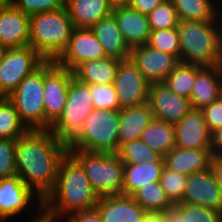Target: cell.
I'll list each match as a JSON object with an SVG mask.
<instances>
[{
	"label": "cell",
	"instance_id": "obj_8",
	"mask_svg": "<svg viewBox=\"0 0 222 222\" xmlns=\"http://www.w3.org/2000/svg\"><path fill=\"white\" fill-rule=\"evenodd\" d=\"M94 109L90 85L72 78L65 107L50 131L59 140L68 144L82 129L88 114Z\"/></svg>",
	"mask_w": 222,
	"mask_h": 222
},
{
	"label": "cell",
	"instance_id": "obj_31",
	"mask_svg": "<svg viewBox=\"0 0 222 222\" xmlns=\"http://www.w3.org/2000/svg\"><path fill=\"white\" fill-rule=\"evenodd\" d=\"M202 68L196 64L180 62L163 83L177 95L190 99L196 75Z\"/></svg>",
	"mask_w": 222,
	"mask_h": 222
},
{
	"label": "cell",
	"instance_id": "obj_23",
	"mask_svg": "<svg viewBox=\"0 0 222 222\" xmlns=\"http://www.w3.org/2000/svg\"><path fill=\"white\" fill-rule=\"evenodd\" d=\"M222 96V71L216 66L203 67L196 75L190 101L193 109L201 110Z\"/></svg>",
	"mask_w": 222,
	"mask_h": 222
},
{
	"label": "cell",
	"instance_id": "obj_6",
	"mask_svg": "<svg viewBox=\"0 0 222 222\" xmlns=\"http://www.w3.org/2000/svg\"><path fill=\"white\" fill-rule=\"evenodd\" d=\"M68 152L82 165L90 184L100 197L123 194L124 164L117 153Z\"/></svg>",
	"mask_w": 222,
	"mask_h": 222
},
{
	"label": "cell",
	"instance_id": "obj_44",
	"mask_svg": "<svg viewBox=\"0 0 222 222\" xmlns=\"http://www.w3.org/2000/svg\"><path fill=\"white\" fill-rule=\"evenodd\" d=\"M210 169L213 172L216 183L222 193V157H213Z\"/></svg>",
	"mask_w": 222,
	"mask_h": 222
},
{
	"label": "cell",
	"instance_id": "obj_36",
	"mask_svg": "<svg viewBox=\"0 0 222 222\" xmlns=\"http://www.w3.org/2000/svg\"><path fill=\"white\" fill-rule=\"evenodd\" d=\"M187 180V175L179 174L164 166L161 173L160 184L165 191L167 198L173 205L182 202Z\"/></svg>",
	"mask_w": 222,
	"mask_h": 222
},
{
	"label": "cell",
	"instance_id": "obj_25",
	"mask_svg": "<svg viewBox=\"0 0 222 222\" xmlns=\"http://www.w3.org/2000/svg\"><path fill=\"white\" fill-rule=\"evenodd\" d=\"M66 8L74 28H91L113 11L109 0H66Z\"/></svg>",
	"mask_w": 222,
	"mask_h": 222
},
{
	"label": "cell",
	"instance_id": "obj_45",
	"mask_svg": "<svg viewBox=\"0 0 222 222\" xmlns=\"http://www.w3.org/2000/svg\"><path fill=\"white\" fill-rule=\"evenodd\" d=\"M211 149L213 157H222V128L212 134Z\"/></svg>",
	"mask_w": 222,
	"mask_h": 222
},
{
	"label": "cell",
	"instance_id": "obj_26",
	"mask_svg": "<svg viewBox=\"0 0 222 222\" xmlns=\"http://www.w3.org/2000/svg\"><path fill=\"white\" fill-rule=\"evenodd\" d=\"M120 61L101 58L80 63L72 72L74 78L84 84H113Z\"/></svg>",
	"mask_w": 222,
	"mask_h": 222
},
{
	"label": "cell",
	"instance_id": "obj_5",
	"mask_svg": "<svg viewBox=\"0 0 222 222\" xmlns=\"http://www.w3.org/2000/svg\"><path fill=\"white\" fill-rule=\"evenodd\" d=\"M120 110L92 109L68 150L117 153Z\"/></svg>",
	"mask_w": 222,
	"mask_h": 222
},
{
	"label": "cell",
	"instance_id": "obj_27",
	"mask_svg": "<svg viewBox=\"0 0 222 222\" xmlns=\"http://www.w3.org/2000/svg\"><path fill=\"white\" fill-rule=\"evenodd\" d=\"M165 162L124 164L123 195L133 196L140 188L160 182Z\"/></svg>",
	"mask_w": 222,
	"mask_h": 222
},
{
	"label": "cell",
	"instance_id": "obj_14",
	"mask_svg": "<svg viewBox=\"0 0 222 222\" xmlns=\"http://www.w3.org/2000/svg\"><path fill=\"white\" fill-rule=\"evenodd\" d=\"M148 104L153 118L172 124L179 122L193 109L190 99L177 95L164 83L150 84Z\"/></svg>",
	"mask_w": 222,
	"mask_h": 222
},
{
	"label": "cell",
	"instance_id": "obj_48",
	"mask_svg": "<svg viewBox=\"0 0 222 222\" xmlns=\"http://www.w3.org/2000/svg\"><path fill=\"white\" fill-rule=\"evenodd\" d=\"M40 213L36 216L31 222H55L52 218H50L47 214L43 212V209H38Z\"/></svg>",
	"mask_w": 222,
	"mask_h": 222
},
{
	"label": "cell",
	"instance_id": "obj_1",
	"mask_svg": "<svg viewBox=\"0 0 222 222\" xmlns=\"http://www.w3.org/2000/svg\"><path fill=\"white\" fill-rule=\"evenodd\" d=\"M68 145L50 130H29L15 144L16 175L44 201L53 191Z\"/></svg>",
	"mask_w": 222,
	"mask_h": 222
},
{
	"label": "cell",
	"instance_id": "obj_22",
	"mask_svg": "<svg viewBox=\"0 0 222 222\" xmlns=\"http://www.w3.org/2000/svg\"><path fill=\"white\" fill-rule=\"evenodd\" d=\"M90 29L102 45L107 57L119 61L130 58L131 49L126 44L113 14L102 18Z\"/></svg>",
	"mask_w": 222,
	"mask_h": 222
},
{
	"label": "cell",
	"instance_id": "obj_33",
	"mask_svg": "<svg viewBox=\"0 0 222 222\" xmlns=\"http://www.w3.org/2000/svg\"><path fill=\"white\" fill-rule=\"evenodd\" d=\"M132 197L148 213H164L173 206L160 182H153L147 187L140 188Z\"/></svg>",
	"mask_w": 222,
	"mask_h": 222
},
{
	"label": "cell",
	"instance_id": "obj_38",
	"mask_svg": "<svg viewBox=\"0 0 222 222\" xmlns=\"http://www.w3.org/2000/svg\"><path fill=\"white\" fill-rule=\"evenodd\" d=\"M90 93L94 109L120 110L119 98L113 84H91Z\"/></svg>",
	"mask_w": 222,
	"mask_h": 222
},
{
	"label": "cell",
	"instance_id": "obj_39",
	"mask_svg": "<svg viewBox=\"0 0 222 222\" xmlns=\"http://www.w3.org/2000/svg\"><path fill=\"white\" fill-rule=\"evenodd\" d=\"M12 5L30 16L66 7V0H12Z\"/></svg>",
	"mask_w": 222,
	"mask_h": 222
},
{
	"label": "cell",
	"instance_id": "obj_17",
	"mask_svg": "<svg viewBox=\"0 0 222 222\" xmlns=\"http://www.w3.org/2000/svg\"><path fill=\"white\" fill-rule=\"evenodd\" d=\"M175 147L181 149H211L212 134L201 110L192 109L174 124Z\"/></svg>",
	"mask_w": 222,
	"mask_h": 222
},
{
	"label": "cell",
	"instance_id": "obj_9",
	"mask_svg": "<svg viewBox=\"0 0 222 222\" xmlns=\"http://www.w3.org/2000/svg\"><path fill=\"white\" fill-rule=\"evenodd\" d=\"M45 60L30 46L6 48L0 62V97H8Z\"/></svg>",
	"mask_w": 222,
	"mask_h": 222
},
{
	"label": "cell",
	"instance_id": "obj_30",
	"mask_svg": "<svg viewBox=\"0 0 222 222\" xmlns=\"http://www.w3.org/2000/svg\"><path fill=\"white\" fill-rule=\"evenodd\" d=\"M181 21L218 20V9L211 0H172ZM216 7V8H215Z\"/></svg>",
	"mask_w": 222,
	"mask_h": 222
},
{
	"label": "cell",
	"instance_id": "obj_43",
	"mask_svg": "<svg viewBox=\"0 0 222 222\" xmlns=\"http://www.w3.org/2000/svg\"><path fill=\"white\" fill-rule=\"evenodd\" d=\"M163 0H130L128 6L143 13L144 15H148L152 12Z\"/></svg>",
	"mask_w": 222,
	"mask_h": 222
},
{
	"label": "cell",
	"instance_id": "obj_42",
	"mask_svg": "<svg viewBox=\"0 0 222 222\" xmlns=\"http://www.w3.org/2000/svg\"><path fill=\"white\" fill-rule=\"evenodd\" d=\"M66 218H68V222H102L96 207L72 213Z\"/></svg>",
	"mask_w": 222,
	"mask_h": 222
},
{
	"label": "cell",
	"instance_id": "obj_46",
	"mask_svg": "<svg viewBox=\"0 0 222 222\" xmlns=\"http://www.w3.org/2000/svg\"><path fill=\"white\" fill-rule=\"evenodd\" d=\"M219 15H221L220 18L222 19V11ZM220 18L218 19V51L215 66L222 71V20Z\"/></svg>",
	"mask_w": 222,
	"mask_h": 222
},
{
	"label": "cell",
	"instance_id": "obj_37",
	"mask_svg": "<svg viewBox=\"0 0 222 222\" xmlns=\"http://www.w3.org/2000/svg\"><path fill=\"white\" fill-rule=\"evenodd\" d=\"M148 45L180 60L179 33L177 27L170 29L151 30Z\"/></svg>",
	"mask_w": 222,
	"mask_h": 222
},
{
	"label": "cell",
	"instance_id": "obj_40",
	"mask_svg": "<svg viewBox=\"0 0 222 222\" xmlns=\"http://www.w3.org/2000/svg\"><path fill=\"white\" fill-rule=\"evenodd\" d=\"M15 144L16 140L0 138V179L16 175Z\"/></svg>",
	"mask_w": 222,
	"mask_h": 222
},
{
	"label": "cell",
	"instance_id": "obj_28",
	"mask_svg": "<svg viewBox=\"0 0 222 222\" xmlns=\"http://www.w3.org/2000/svg\"><path fill=\"white\" fill-rule=\"evenodd\" d=\"M140 140L164 157L175 148L174 124L153 118Z\"/></svg>",
	"mask_w": 222,
	"mask_h": 222
},
{
	"label": "cell",
	"instance_id": "obj_35",
	"mask_svg": "<svg viewBox=\"0 0 222 222\" xmlns=\"http://www.w3.org/2000/svg\"><path fill=\"white\" fill-rule=\"evenodd\" d=\"M151 30L177 27L180 19L172 0H163L147 15Z\"/></svg>",
	"mask_w": 222,
	"mask_h": 222
},
{
	"label": "cell",
	"instance_id": "obj_11",
	"mask_svg": "<svg viewBox=\"0 0 222 222\" xmlns=\"http://www.w3.org/2000/svg\"><path fill=\"white\" fill-rule=\"evenodd\" d=\"M120 110L148 102L150 83L129 59L120 61L113 82Z\"/></svg>",
	"mask_w": 222,
	"mask_h": 222
},
{
	"label": "cell",
	"instance_id": "obj_50",
	"mask_svg": "<svg viewBox=\"0 0 222 222\" xmlns=\"http://www.w3.org/2000/svg\"><path fill=\"white\" fill-rule=\"evenodd\" d=\"M12 4V0H0V7H5Z\"/></svg>",
	"mask_w": 222,
	"mask_h": 222
},
{
	"label": "cell",
	"instance_id": "obj_41",
	"mask_svg": "<svg viewBox=\"0 0 222 222\" xmlns=\"http://www.w3.org/2000/svg\"><path fill=\"white\" fill-rule=\"evenodd\" d=\"M211 134L222 128V96L201 109Z\"/></svg>",
	"mask_w": 222,
	"mask_h": 222
},
{
	"label": "cell",
	"instance_id": "obj_3",
	"mask_svg": "<svg viewBox=\"0 0 222 222\" xmlns=\"http://www.w3.org/2000/svg\"><path fill=\"white\" fill-rule=\"evenodd\" d=\"M29 45L45 60L56 61L74 30L66 7L30 15Z\"/></svg>",
	"mask_w": 222,
	"mask_h": 222
},
{
	"label": "cell",
	"instance_id": "obj_16",
	"mask_svg": "<svg viewBox=\"0 0 222 222\" xmlns=\"http://www.w3.org/2000/svg\"><path fill=\"white\" fill-rule=\"evenodd\" d=\"M17 175L0 179V219L19 215L27 209L30 201H38L43 209V201ZM38 198V199H37ZM34 199V200H33Z\"/></svg>",
	"mask_w": 222,
	"mask_h": 222
},
{
	"label": "cell",
	"instance_id": "obj_12",
	"mask_svg": "<svg viewBox=\"0 0 222 222\" xmlns=\"http://www.w3.org/2000/svg\"><path fill=\"white\" fill-rule=\"evenodd\" d=\"M130 60L150 84L163 83L180 63L176 56L164 53L148 44L132 48Z\"/></svg>",
	"mask_w": 222,
	"mask_h": 222
},
{
	"label": "cell",
	"instance_id": "obj_2",
	"mask_svg": "<svg viewBox=\"0 0 222 222\" xmlns=\"http://www.w3.org/2000/svg\"><path fill=\"white\" fill-rule=\"evenodd\" d=\"M99 199L82 165L67 152L59 164L55 187L43 201V212L57 222L63 214L95 207Z\"/></svg>",
	"mask_w": 222,
	"mask_h": 222
},
{
	"label": "cell",
	"instance_id": "obj_7",
	"mask_svg": "<svg viewBox=\"0 0 222 222\" xmlns=\"http://www.w3.org/2000/svg\"><path fill=\"white\" fill-rule=\"evenodd\" d=\"M44 63L26 76L8 96L20 120L29 130H45Z\"/></svg>",
	"mask_w": 222,
	"mask_h": 222
},
{
	"label": "cell",
	"instance_id": "obj_32",
	"mask_svg": "<svg viewBox=\"0 0 222 222\" xmlns=\"http://www.w3.org/2000/svg\"><path fill=\"white\" fill-rule=\"evenodd\" d=\"M29 129L20 120L14 104L8 97H0V138L17 140Z\"/></svg>",
	"mask_w": 222,
	"mask_h": 222
},
{
	"label": "cell",
	"instance_id": "obj_49",
	"mask_svg": "<svg viewBox=\"0 0 222 222\" xmlns=\"http://www.w3.org/2000/svg\"><path fill=\"white\" fill-rule=\"evenodd\" d=\"M130 0H109L113 7L128 5Z\"/></svg>",
	"mask_w": 222,
	"mask_h": 222
},
{
	"label": "cell",
	"instance_id": "obj_47",
	"mask_svg": "<svg viewBox=\"0 0 222 222\" xmlns=\"http://www.w3.org/2000/svg\"><path fill=\"white\" fill-rule=\"evenodd\" d=\"M143 222H167L163 213H147Z\"/></svg>",
	"mask_w": 222,
	"mask_h": 222
},
{
	"label": "cell",
	"instance_id": "obj_10",
	"mask_svg": "<svg viewBox=\"0 0 222 222\" xmlns=\"http://www.w3.org/2000/svg\"><path fill=\"white\" fill-rule=\"evenodd\" d=\"M74 77L68 68L59 66L55 61L44 62V110L45 130L62 114L65 107L69 85Z\"/></svg>",
	"mask_w": 222,
	"mask_h": 222
},
{
	"label": "cell",
	"instance_id": "obj_19",
	"mask_svg": "<svg viewBox=\"0 0 222 222\" xmlns=\"http://www.w3.org/2000/svg\"><path fill=\"white\" fill-rule=\"evenodd\" d=\"M112 14L130 49L148 44L151 29L147 15L128 5L113 7Z\"/></svg>",
	"mask_w": 222,
	"mask_h": 222
},
{
	"label": "cell",
	"instance_id": "obj_51",
	"mask_svg": "<svg viewBox=\"0 0 222 222\" xmlns=\"http://www.w3.org/2000/svg\"><path fill=\"white\" fill-rule=\"evenodd\" d=\"M6 48L0 43V62L2 61L3 54Z\"/></svg>",
	"mask_w": 222,
	"mask_h": 222
},
{
	"label": "cell",
	"instance_id": "obj_21",
	"mask_svg": "<svg viewBox=\"0 0 222 222\" xmlns=\"http://www.w3.org/2000/svg\"><path fill=\"white\" fill-rule=\"evenodd\" d=\"M212 149H181L175 147L164 156L165 166L182 175L190 176L210 168Z\"/></svg>",
	"mask_w": 222,
	"mask_h": 222
},
{
	"label": "cell",
	"instance_id": "obj_18",
	"mask_svg": "<svg viewBox=\"0 0 222 222\" xmlns=\"http://www.w3.org/2000/svg\"><path fill=\"white\" fill-rule=\"evenodd\" d=\"M30 16L12 4L0 7V43L5 48L29 45Z\"/></svg>",
	"mask_w": 222,
	"mask_h": 222
},
{
	"label": "cell",
	"instance_id": "obj_20",
	"mask_svg": "<svg viewBox=\"0 0 222 222\" xmlns=\"http://www.w3.org/2000/svg\"><path fill=\"white\" fill-rule=\"evenodd\" d=\"M95 207L102 222H143L148 213L132 196L123 194L102 196Z\"/></svg>",
	"mask_w": 222,
	"mask_h": 222
},
{
	"label": "cell",
	"instance_id": "obj_4",
	"mask_svg": "<svg viewBox=\"0 0 222 222\" xmlns=\"http://www.w3.org/2000/svg\"><path fill=\"white\" fill-rule=\"evenodd\" d=\"M218 20L181 21L177 26L180 62L213 67L218 51Z\"/></svg>",
	"mask_w": 222,
	"mask_h": 222
},
{
	"label": "cell",
	"instance_id": "obj_34",
	"mask_svg": "<svg viewBox=\"0 0 222 222\" xmlns=\"http://www.w3.org/2000/svg\"><path fill=\"white\" fill-rule=\"evenodd\" d=\"M117 155L123 164L164 162V157L152 150L142 140H132L122 144Z\"/></svg>",
	"mask_w": 222,
	"mask_h": 222
},
{
	"label": "cell",
	"instance_id": "obj_29",
	"mask_svg": "<svg viewBox=\"0 0 222 222\" xmlns=\"http://www.w3.org/2000/svg\"><path fill=\"white\" fill-rule=\"evenodd\" d=\"M163 215L167 222H222V211L185 203L173 205Z\"/></svg>",
	"mask_w": 222,
	"mask_h": 222
},
{
	"label": "cell",
	"instance_id": "obj_15",
	"mask_svg": "<svg viewBox=\"0 0 222 222\" xmlns=\"http://www.w3.org/2000/svg\"><path fill=\"white\" fill-rule=\"evenodd\" d=\"M181 203L222 211V193L210 168L188 176Z\"/></svg>",
	"mask_w": 222,
	"mask_h": 222
},
{
	"label": "cell",
	"instance_id": "obj_24",
	"mask_svg": "<svg viewBox=\"0 0 222 222\" xmlns=\"http://www.w3.org/2000/svg\"><path fill=\"white\" fill-rule=\"evenodd\" d=\"M153 114L147 103L120 110L118 138L119 147L132 140H140L141 134L149 126Z\"/></svg>",
	"mask_w": 222,
	"mask_h": 222
},
{
	"label": "cell",
	"instance_id": "obj_13",
	"mask_svg": "<svg viewBox=\"0 0 222 222\" xmlns=\"http://www.w3.org/2000/svg\"><path fill=\"white\" fill-rule=\"evenodd\" d=\"M106 57L102 45L90 28H74L67 48L55 62L73 71L80 63Z\"/></svg>",
	"mask_w": 222,
	"mask_h": 222
}]
</instances>
